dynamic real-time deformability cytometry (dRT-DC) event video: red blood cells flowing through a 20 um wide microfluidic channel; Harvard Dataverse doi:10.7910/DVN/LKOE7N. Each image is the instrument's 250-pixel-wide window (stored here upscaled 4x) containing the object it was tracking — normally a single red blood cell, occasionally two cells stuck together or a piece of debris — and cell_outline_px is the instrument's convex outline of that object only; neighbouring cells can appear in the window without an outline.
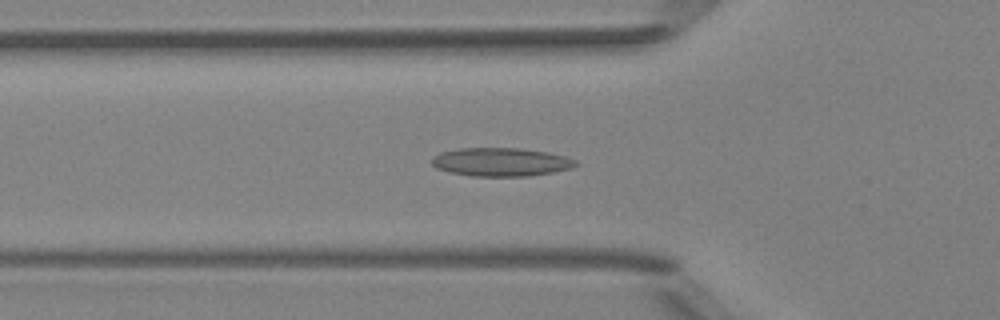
{"species": "Egyptian fruit bat (a non-hibernating species)", "species_latin": "Rousettus aegyptiacus", "temperature_condition": "room temperature", "stored_images_in_passage": 39, "camera_frame_rate_fps": 3000, "um_per_image_px": 0.085, "animal": {"sex": "female"}, "frame": {"image": 1, "passage_image": 10, "time_ms": 3.0, "image_size_px": [1000, 320], "cell_outline_px": [[580, 164], [572, 168], [552, 172], [528, 176], [472, 176], [448, 172], [436, 168], [432, 164], [432, 156], [440, 152], [460, 148], [520, 148], [548, 152], [564, 156], [576, 160]], "centroid_in_image_um": [42.57, 13.77], "position_along_channel_um": 83.2, "area_um2": 23.99}}
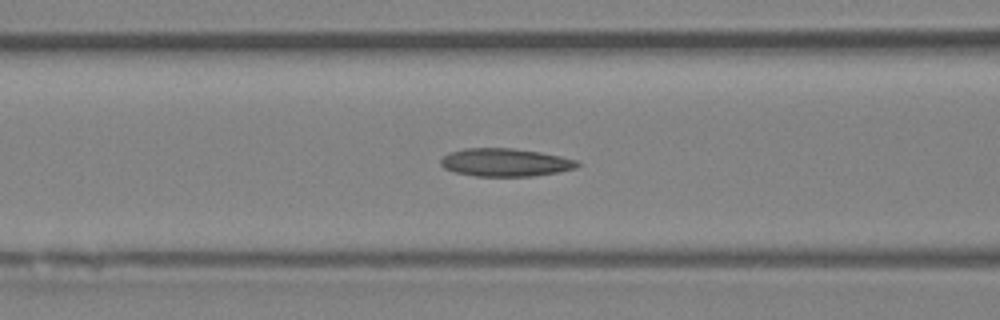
{"frame": {"image": 2, "passage_image": 13, "time_ms": 4.0, "image_size_px": [1000, 320], "cell_outline_px": [[580, 164], [576, 168], [560, 172], [532, 176], [476, 176], [456, 172], [444, 168], [440, 164], [440, 160], [448, 152], [464, 148], [512, 148], [540, 152], [560, 156], [576, 160]], "centroid_in_image_um": [42.94, 13.8], "position_along_channel_um": 123.7, "area_um2": 22.31}}
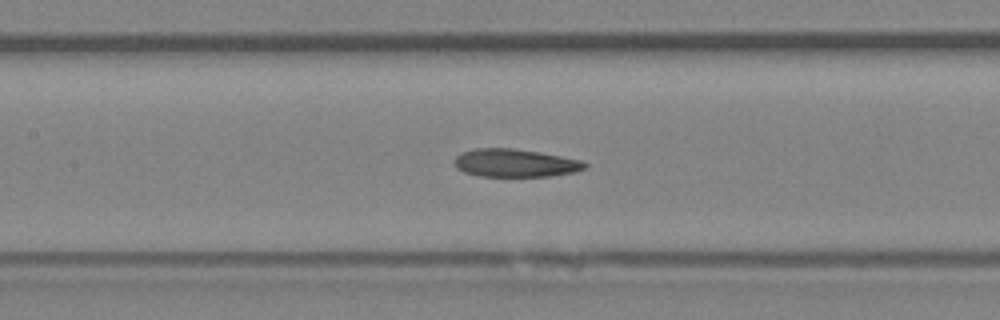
{"frame": {"image": 3, "passage_image": 16, "time_ms": 5.0, "image_size_px": [1000, 320], "cell_outline_px": [[588, 168], [576, 172], [548, 176], [480, 176], [464, 172], [456, 168], [456, 156], [460, 152], [476, 148], [512, 148], [540, 152], [584, 160], [588, 164]], "centroid_in_image_um": [43.85, 13.85], "position_along_channel_um": 163.6, "area_um2": 21.44}}